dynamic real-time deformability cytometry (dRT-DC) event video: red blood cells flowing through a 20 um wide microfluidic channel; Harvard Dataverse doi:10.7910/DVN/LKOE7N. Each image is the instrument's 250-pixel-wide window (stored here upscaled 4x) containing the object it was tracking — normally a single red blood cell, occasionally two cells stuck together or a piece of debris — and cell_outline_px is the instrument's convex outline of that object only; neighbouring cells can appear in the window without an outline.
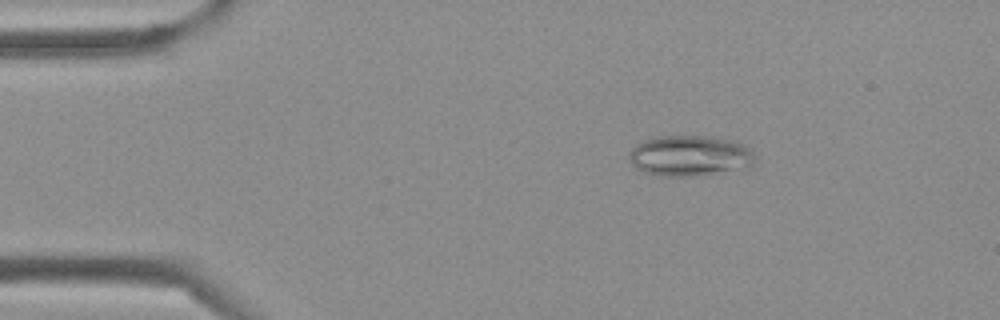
{"species": "Egyptian fruit bat (a non-hibernating species)", "species_latin": "Rousettus aegyptiacus", "temperature_condition": "cold", "stored_images_in_passage": 42, "camera_frame_rate_fps": 3000, "um_per_image_px": 0.085, "frame": {"image": 1, "passage_image": 7, "time_ms": 2.0, "image_size_px": [1000, 320], "cell_outline_px": [[756, 160], [752, 164], [744, 168], [704, 176], [664, 176], [644, 172], [636, 168], [628, 160], [628, 152], [636, 144], [644, 140], [660, 136], [708, 136], [732, 140], [744, 144], [756, 156]], "centroid_in_image_um": [58.63, 13.25], "position_along_channel_um": 26.4, "area_um2": 30.17}}
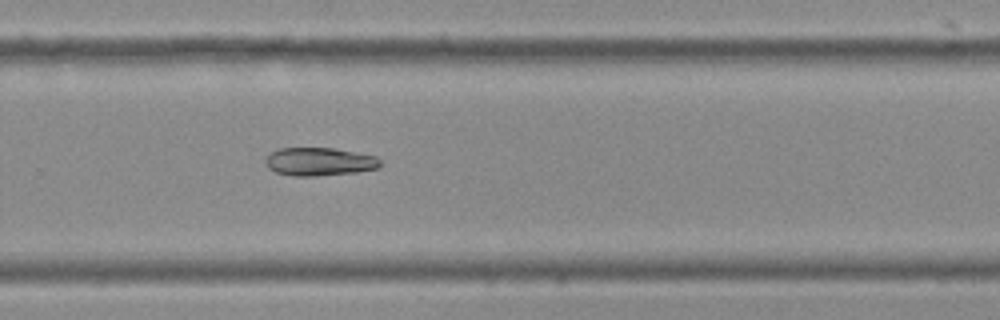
{"frame": {"image": 2, "passage_image": 28, "time_ms": 9.0, "image_size_px": [1000, 320], "cell_outline_px": [[384, 164], [380, 168], [356, 172], [312, 176], [292, 176], [276, 172], [268, 168], [264, 164], [264, 160], [272, 152], [280, 148], [332, 148], [376, 156]], "centroid_in_image_um": [27.16, 13.75], "position_along_channel_um": 302.6, "area_um2": 18.9}}
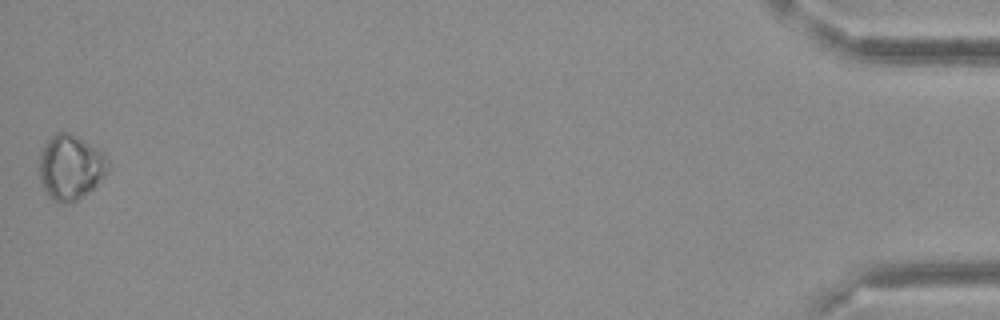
{"frame": {"image": 3, "passage_image": 42, "time_ms": 13.667, "image_size_px": [1000, 320], "cell_outline_px": [[112, 168], [88, 192], [76, 200], [64, 204], [60, 204], [52, 200], [44, 188], [40, 180], [40, 152], [48, 140], [56, 132], [68, 132], [104, 152]], "centroid_in_image_um": [6.02, 14.22], "position_along_channel_um": 429.2, "area_um2": 25.89}}